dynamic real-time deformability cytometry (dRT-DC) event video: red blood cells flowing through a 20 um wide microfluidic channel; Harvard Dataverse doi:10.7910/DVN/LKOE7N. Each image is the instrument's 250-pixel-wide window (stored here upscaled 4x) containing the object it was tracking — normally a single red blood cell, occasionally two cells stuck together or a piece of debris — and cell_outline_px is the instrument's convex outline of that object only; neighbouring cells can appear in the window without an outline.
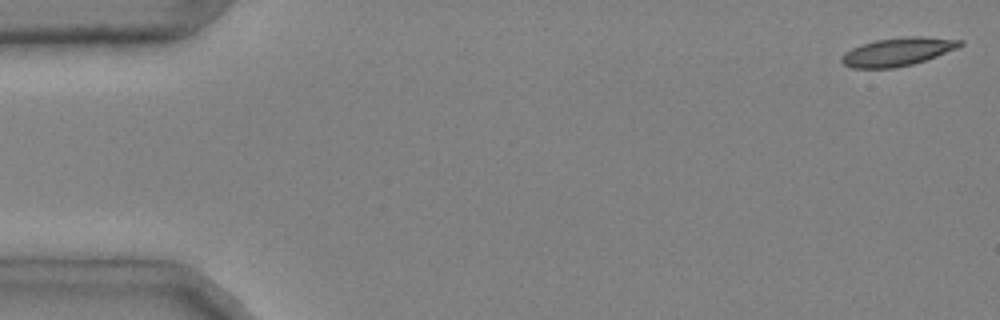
{"species": "common noctule bat (a hibernating species)", "species_latin": "Nyctalus noctula", "temperature_condition": "cold", "stored_images_in_passage": 43, "camera_frame_rate_fps": 3000, "um_per_image_px": 0.085, "animal": {"sex": "male", "body_mass_g": 20.4}, "frame": {"image": 1, "passage_image": 1, "time_ms": 0.0, "image_size_px": [1000, 320], "cell_outline_px": [[964, 44], [956, 48], [936, 56], [912, 64], [892, 68], [852, 68], [844, 64], [840, 60], [840, 56], [844, 52], [860, 44], [876, 40], [908, 36], [924, 36], [964, 40]], "centroid_in_image_um": [76.28, 4.39], "position_along_channel_um": 8.7, "area_um2": 19.48}}
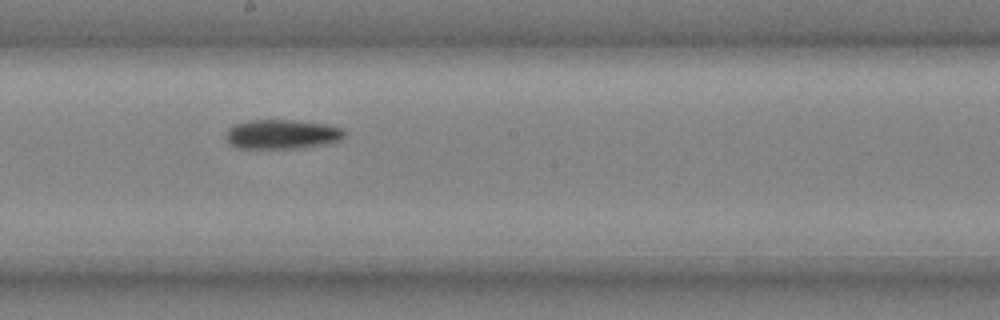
{"frame": {"image": 2, "passage_image": 27, "time_ms": 8.667, "image_size_px": [1000, 320], "cell_outline_px": [[348, 136], [340, 140], [324, 144], [304, 148], [236, 148], [228, 140], [228, 128], [236, 124], [248, 120], [292, 120], [328, 124], [344, 128]], "centroid_in_image_um": [24.06, 11.41], "position_along_channel_um": 224.1, "area_um2": 20.4}}
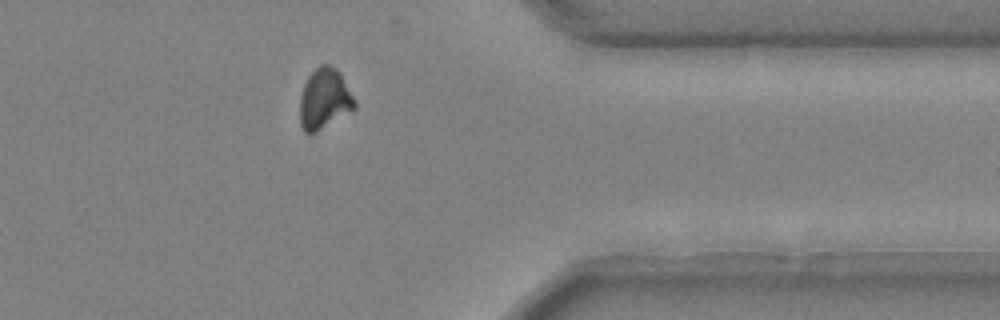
{"frame": {"image": 3, "passage_image": 40, "time_ms": 13.0, "image_size_px": [1000, 320], "cell_outline_px": [[356, 108], [352, 112], [316, 132], [304, 132], [300, 124], [300, 96], [304, 84], [308, 76], [320, 64], [328, 64], [336, 68], [340, 72], [356, 100]], "centroid_in_image_um": [27.6, 8.41], "position_along_channel_um": 383.8, "area_um2": 19.59}, "authors_computed_cell_mechanics": {"area_um2": 19.7098, "velocity_mm_per_s": 3.9917, "shape_relaxation_time_tau1_ms": 4.2559, "shape_relaxation_time_tau2_ms": 5.7354, "deformation_change_tau1": 0.0957, "deformation_change_tau2": 0.0999}}